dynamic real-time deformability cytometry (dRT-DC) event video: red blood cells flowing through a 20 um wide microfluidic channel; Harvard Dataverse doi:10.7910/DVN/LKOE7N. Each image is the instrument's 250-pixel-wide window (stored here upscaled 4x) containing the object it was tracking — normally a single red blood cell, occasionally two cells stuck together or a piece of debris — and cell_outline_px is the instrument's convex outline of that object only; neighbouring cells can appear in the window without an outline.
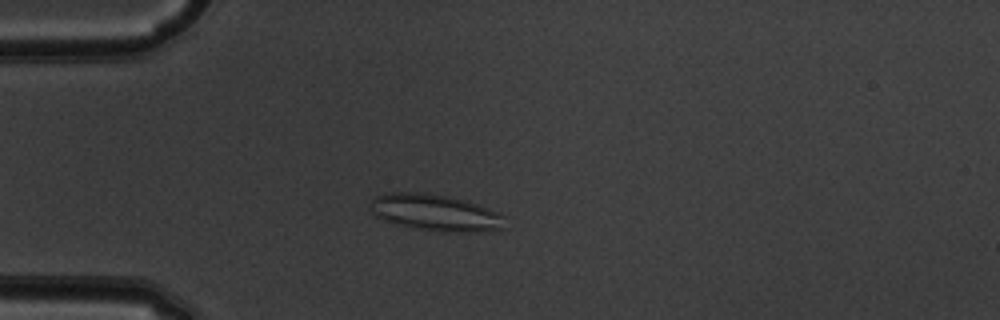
{"species": "common noctule bat (a hibernating species)", "species_latin": "Nyctalus noctula", "temperature_condition": "warm", "stored_images_in_passage": 47, "camera_frame_rate_fps": 3000, "um_per_image_px": 0.085, "animal": {"sex": "male", "body_mass_g": 19.5, "forearm_length_mm": 54.6}, "frame": {"image": 1, "passage_image": 10, "time_ms": 3.0, "image_size_px": [1000, 320], "cell_outline_px": [[504, 228], [476, 232], [444, 232], [396, 224], [384, 220], [376, 216], [368, 208], [372, 200], [376, 196], [388, 192], [424, 192], [468, 200], [500, 212], [504, 216]], "centroid_in_image_um": [37.02, 18.06], "position_along_channel_um": 48.0, "area_um2": 28.84}}
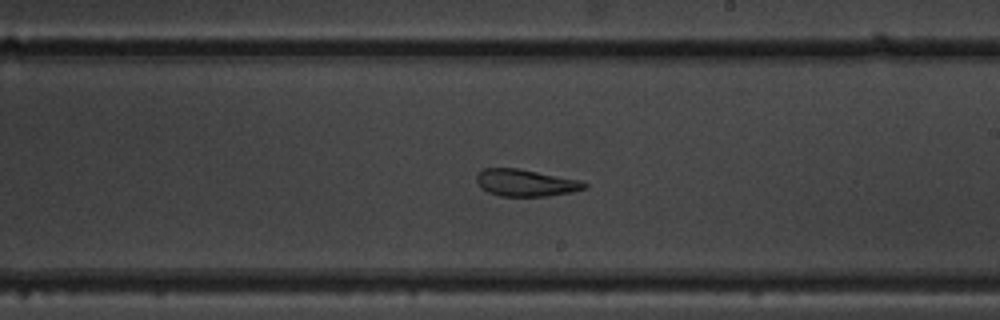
{"frame": {"image": 2, "passage_image": 26, "time_ms": 8.333, "image_size_px": [1000, 320], "cell_outline_px": [[588, 188], [572, 192], [548, 196], [500, 196], [488, 192], [480, 188], [476, 180], [476, 176], [484, 168], [516, 168], [580, 180], [588, 184]], "centroid_in_image_um": [44.69, 15.55], "position_along_channel_um": 244.3, "area_um2": 16.94}}
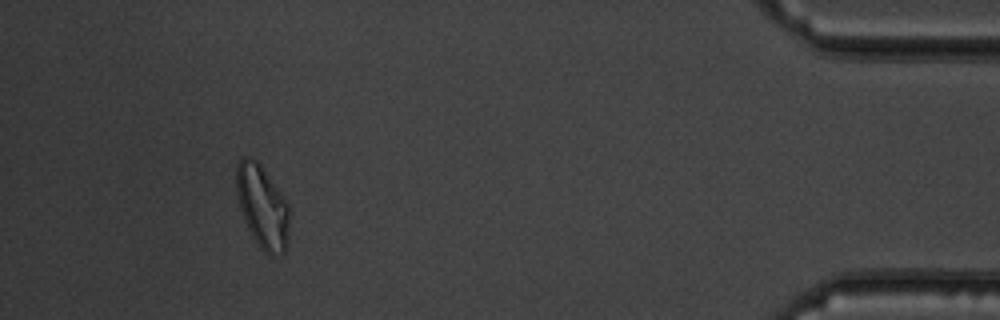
{"frame": {"image": 3, "passage_image": 43, "time_ms": 14.0, "image_size_px": [1000, 320], "cell_outline_px": [[288, 236], [284, 252], [272, 256], [268, 256], [260, 248], [248, 228], [244, 220], [240, 208], [236, 192], [236, 164], [244, 156], [248, 156], [256, 160], [260, 164], [288, 204]], "centroid_in_image_um": [22.27, 17.57], "position_along_channel_um": 412.9, "area_um2": 25.32}, "authors_computed_cell_mechanics": {"area_um2": 21.5016, "velocity_mm_per_s": 4.001, "shape_relaxation_time_tau1_ms": null, "shape_relaxation_time_tau2_ms": 2.2564, "deformation_change_tau1": null, "deformation_change_tau2": 0.0969}}